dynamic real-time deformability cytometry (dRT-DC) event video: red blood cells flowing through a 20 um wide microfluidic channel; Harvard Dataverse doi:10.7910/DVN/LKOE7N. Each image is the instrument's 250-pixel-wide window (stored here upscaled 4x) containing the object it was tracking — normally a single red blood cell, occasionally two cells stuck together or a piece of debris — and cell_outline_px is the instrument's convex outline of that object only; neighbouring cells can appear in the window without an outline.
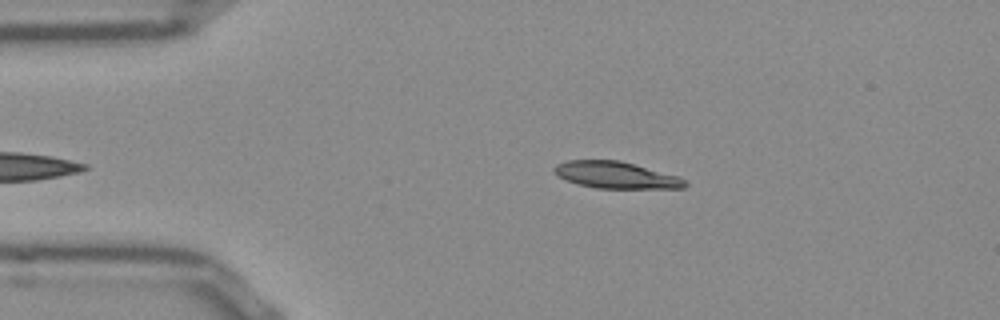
{"species": "Egyptian fruit bat (a non-hibernating species)", "species_latin": "Rousettus aegyptiacus", "temperature_condition": "room temperature", "stored_images_in_passage": 39, "camera_frame_rate_fps": 3000, "um_per_image_px": 0.085, "frame": {"image": 1, "passage_image": 3, "time_ms": 0.667, "image_size_px": [1000, 320], "cell_outline_px": [[688, 184], [684, 188], [596, 188], [576, 184], [556, 176], [552, 172], [552, 168], [556, 164], [568, 160], [620, 160], [676, 176], [688, 180]], "centroid_in_image_um": [52.29, 14.88], "position_along_channel_um": 32.7, "area_um2": 20.46}}
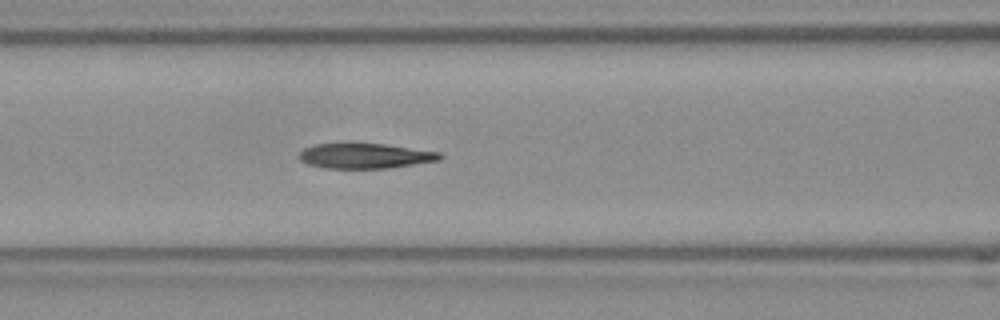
{"frame": {"image": 2, "passage_image": 14, "time_ms": 4.333, "image_size_px": [1000, 320], "cell_outline_px": [[444, 156], [440, 160], [388, 168], [324, 168], [308, 164], [300, 160], [300, 152], [304, 148], [316, 144], [348, 140], [384, 144], [440, 152]], "centroid_in_image_um": [30.99, 13.2], "position_along_channel_um": 135.6, "area_um2": 21.33}}
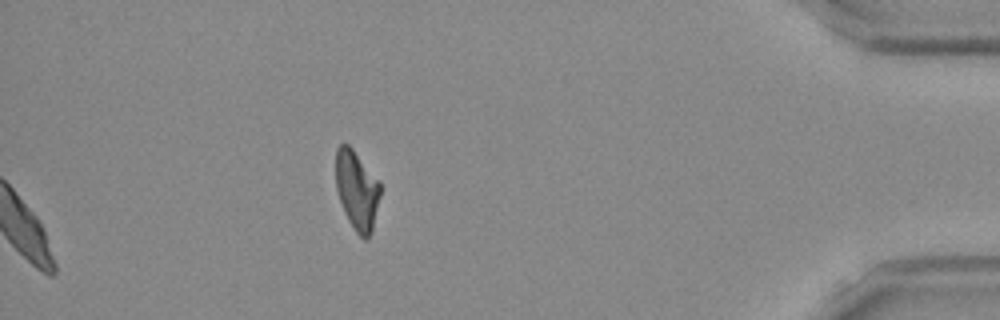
{"frame": {"image": 3, "passage_image": 39, "time_ms": 12.667, "image_size_px": [1000, 320], "cell_outline_px": [[380, 196], [372, 232], [368, 240], [364, 240], [356, 232], [348, 220], [344, 212], [336, 188], [336, 148], [340, 144], [348, 144], [352, 148], [380, 180]], "centroid_in_image_um": [30.35, 16.17], "position_along_channel_um": 404.9, "area_um2": 20.69}, "authors_computed_cell_mechanics": {"area_um2": 22.0218, "velocity_mm_per_s": 3.8653, "shape_relaxation_time_tau1_ms": null, "shape_relaxation_time_tau2_ms": 5.6195, "deformation_change_tau1": null, "deformation_change_tau2": 0.1162}}